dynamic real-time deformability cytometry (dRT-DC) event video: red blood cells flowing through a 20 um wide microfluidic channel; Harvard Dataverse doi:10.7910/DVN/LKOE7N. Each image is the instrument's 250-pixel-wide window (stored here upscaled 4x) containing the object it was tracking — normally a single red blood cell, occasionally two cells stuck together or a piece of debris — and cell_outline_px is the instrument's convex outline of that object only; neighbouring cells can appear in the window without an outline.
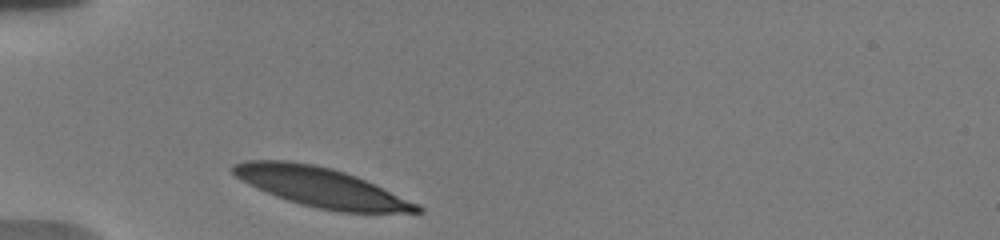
{"species": "human", "species_latin": "Homo sapiens", "temperature_condition": "warm", "stored_images_in_passage": 18, "camera_frame_rate_fps": 3000, "um_per_image_px": 0.085, "donor": {"sex": "male"}, "frame": {"image": 1, "passage_image": 1, "time_ms": 0.0, "image_size_px": [1000, 240], "cell_outline_px": [[424, 212], [340, 212], [300, 204], [276, 196], [256, 188], [248, 184], [236, 176], [232, 172], [232, 164], [244, 160], [284, 160], [312, 164], [332, 168], [356, 176], [420, 204], [424, 208]], "centroid_in_image_um": [27.29, 15.91], "position_along_channel_um": 57.7, "area_um2": 41.91}}
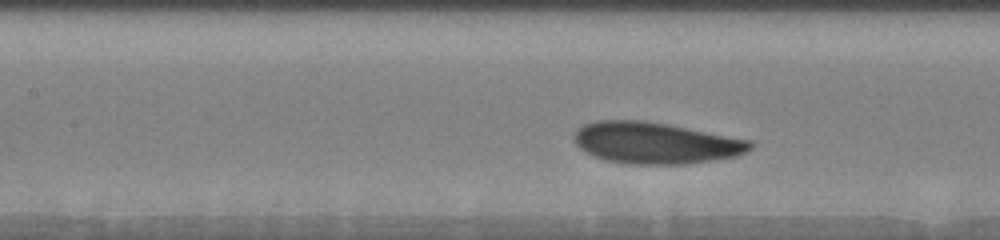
{"frame": {"image": 2, "passage_image": 9, "time_ms": 3.0, "image_size_px": [1000, 240], "cell_outline_px": [[756, 144], [748, 152], [736, 156], [688, 164], [624, 164], [604, 160], [592, 156], [584, 152], [576, 144], [576, 132], [584, 124], [596, 120], [644, 120], [668, 124], [752, 140]], "centroid_in_image_um": [55.75, 12.16], "position_along_channel_um": 151.6, "area_um2": 42.83}}
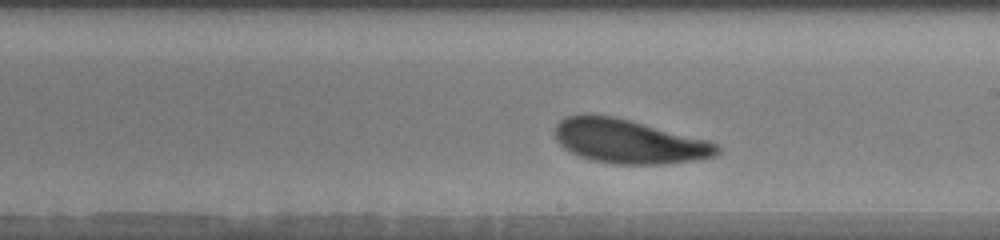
{"frame": {"image": 3, "passage_image": 16, "time_ms": 5.333, "image_size_px": [1000, 240], "cell_outline_px": [[720, 152], [716, 156], [696, 160], [664, 164], [612, 164], [592, 160], [580, 156], [564, 148], [556, 140], [556, 124], [564, 116], [584, 112], [588, 112], [612, 116], [712, 140], [720, 148]], "centroid_in_image_um": [53.46, 12.0], "position_along_channel_um": 235.5, "area_um2": 42.14}}